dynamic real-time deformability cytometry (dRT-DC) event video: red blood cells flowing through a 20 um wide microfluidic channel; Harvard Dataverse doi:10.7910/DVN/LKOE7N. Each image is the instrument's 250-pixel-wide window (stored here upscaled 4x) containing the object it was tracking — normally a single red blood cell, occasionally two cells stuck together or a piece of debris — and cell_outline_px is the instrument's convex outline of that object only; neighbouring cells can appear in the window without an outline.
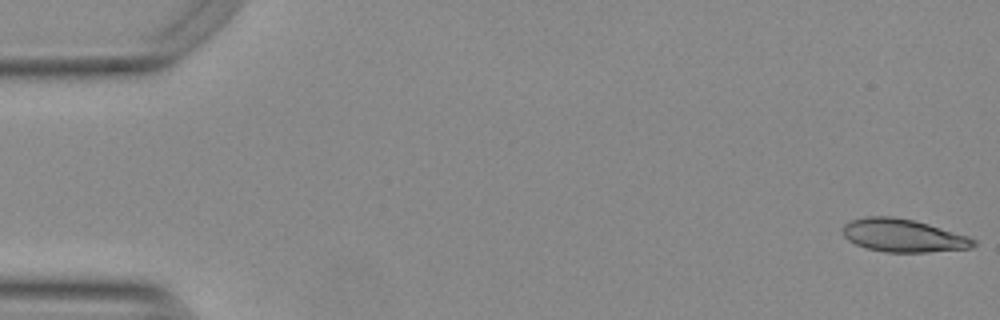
{"species": "Egyptian fruit bat (a non-hibernating species)", "species_latin": "Rousettus aegyptiacus", "temperature_condition": "warm", "stored_images_in_passage": 54, "camera_frame_rate_fps": 3000, "um_per_image_px": 0.085, "animal": {"sex": "female"}, "frame": {"image": 1, "passage_image": 1, "time_ms": 0.0, "image_size_px": [1000, 320], "cell_outline_px": [[976, 244], [972, 248], [928, 252], [884, 252], [868, 248], [856, 244], [848, 240], [844, 236], [844, 224], [852, 220], [864, 216], [892, 216], [912, 220], [928, 224], [968, 236], [976, 240]], "centroid_in_image_um": [76.78, 20.02], "position_along_channel_um": 8.2, "area_um2": 24.97}}
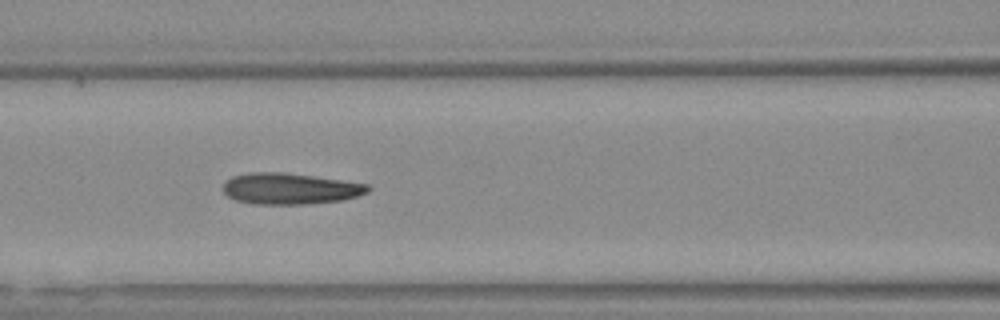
{"frame": {"image": 2, "passage_image": 23, "time_ms": 7.333, "image_size_px": [1000, 320], "cell_outline_px": [[372, 188], [368, 192], [344, 200], [304, 204], [252, 204], [236, 200], [228, 196], [220, 188], [224, 180], [232, 176], [248, 172], [288, 172], [368, 184]], "centroid_in_image_um": [24.6, 16.02], "position_along_channel_um": 142.0, "area_um2": 26.7}}
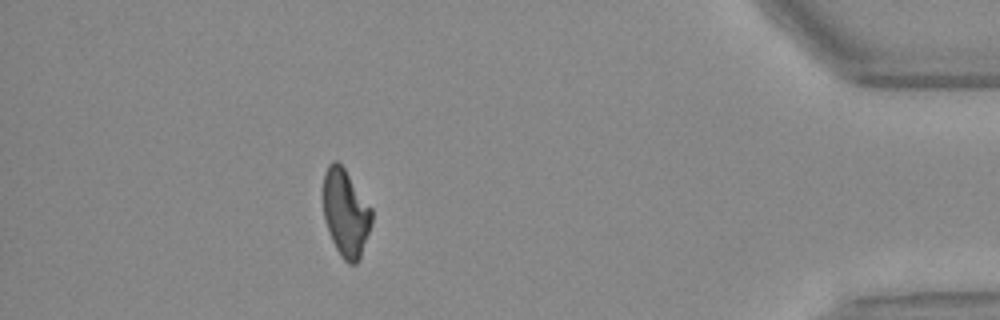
{"frame": {"image": 3, "passage_image": 48, "time_ms": 15.667, "image_size_px": [1000, 320], "cell_outline_px": [[372, 220], [360, 256], [356, 264], [348, 264], [340, 256], [328, 232], [324, 216], [324, 172], [328, 164], [332, 160], [336, 160], [344, 168], [372, 208]], "centroid_in_image_um": [29.37, 18.09], "position_along_channel_um": 405.8, "area_um2": 24.39}, "authors_computed_cell_mechanics": {"area_um2": 25.7788, "velocity_mm_per_s": 3.7758, "shape_relaxation_time_tau1_ms": 9.7925, "shape_relaxation_time_tau2_ms": 2.8075, "deformation_change_tau1": 0.2391, "deformation_change_tau2": 0.1095}}